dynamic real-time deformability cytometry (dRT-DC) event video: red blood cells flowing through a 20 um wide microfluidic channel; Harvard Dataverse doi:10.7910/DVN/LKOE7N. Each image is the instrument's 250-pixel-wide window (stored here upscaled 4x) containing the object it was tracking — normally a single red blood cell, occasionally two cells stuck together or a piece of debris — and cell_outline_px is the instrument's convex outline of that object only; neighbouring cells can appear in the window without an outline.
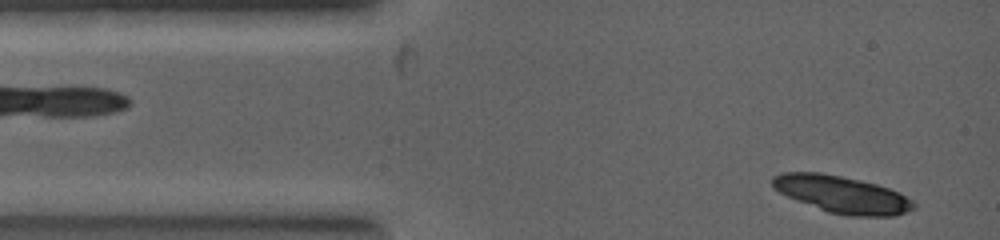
{"species": "common noctule bat (a hibernating species)", "species_latin": "Nyctalus noctula", "temperature_condition": "warm", "stored_images_in_passage": 2, "camera_frame_rate_fps": 5000, "um_per_image_px": 0.085, "animal": {"sex": "female", "body_mass_g": 19.0, "forearm_length_mm": 53.3}, "frame": {"image": 1, "passage_image": 1, "time_ms": 0.0, "image_size_px": [1000, 240], "cell_outline_px": [[916, 208], [892, 216], [848, 216], [828, 212], [788, 196], [772, 188], [772, 176], [784, 172], [820, 172], [860, 180], [876, 184], [900, 192], [912, 200], [916, 204]], "centroid_in_image_um": [71.58, 16.52], "position_along_channel_um": 13.4, "area_um2": 30.35}}